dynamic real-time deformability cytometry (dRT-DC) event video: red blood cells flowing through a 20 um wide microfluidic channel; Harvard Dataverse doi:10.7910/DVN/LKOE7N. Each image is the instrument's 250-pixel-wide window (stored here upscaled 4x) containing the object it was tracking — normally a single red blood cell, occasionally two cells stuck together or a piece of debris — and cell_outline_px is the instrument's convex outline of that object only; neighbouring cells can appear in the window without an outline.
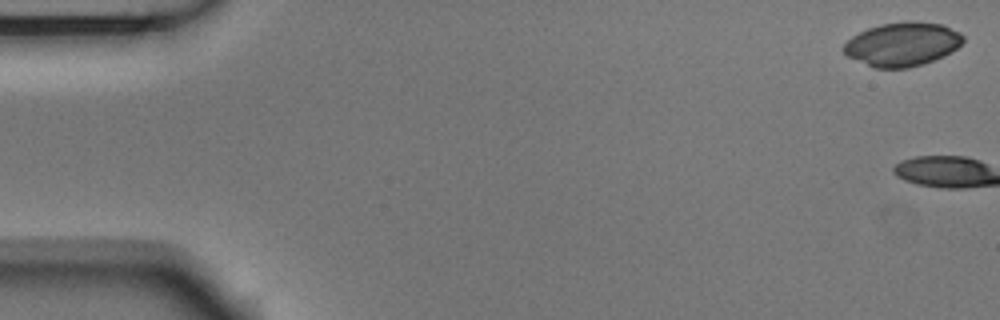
{"species": "Egyptian fruit bat (a non-hibernating species)", "species_latin": "Rousettus aegyptiacus", "temperature_condition": "room temperature", "stored_images_in_passage": 3, "camera_frame_rate_fps": 3000, "um_per_image_px": 0.085, "animal": {"sex": "male"}, "frame": {"image": 1, "passage_image": 1, "time_ms": 0.0, "image_size_px": [1000, 320], "cell_outline_px": [[964, 40], [956, 48], [944, 56], [924, 64], [908, 68], [872, 68], [848, 56], [844, 52], [844, 44], [852, 36], [868, 28], [880, 24], [912, 20], [944, 24], [960, 32], [964, 36]], "centroid_in_image_um": [76.72, 3.75], "position_along_channel_um": 8.3, "area_um2": 30.69}}